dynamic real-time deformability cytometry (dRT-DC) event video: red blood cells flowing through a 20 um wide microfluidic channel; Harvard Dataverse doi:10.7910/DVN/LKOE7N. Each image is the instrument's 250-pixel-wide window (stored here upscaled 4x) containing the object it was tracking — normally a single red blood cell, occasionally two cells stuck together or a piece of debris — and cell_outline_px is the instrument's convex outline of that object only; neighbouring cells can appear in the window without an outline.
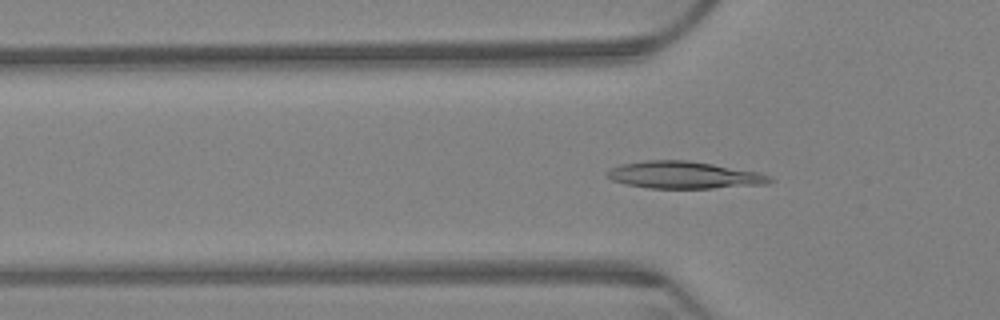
{"species": "Egyptian fruit bat (a non-hibernating species)", "species_latin": "Rousettus aegyptiacus", "temperature_condition": "warm", "stored_images_in_passage": 63, "camera_frame_rate_fps": 3000, "um_per_image_px": 0.085, "animal": {"sex": "female"}, "frame": {"image": 1, "passage_image": 20, "time_ms": 6.333, "image_size_px": [1000, 320], "cell_outline_px": [[776, 180], [768, 184], [712, 188], [648, 188], [624, 184], [612, 180], [604, 176], [604, 172], [608, 168], [620, 164], [648, 160], [688, 160], [760, 172]], "centroid_in_image_um": [58.09, 14.88], "position_along_channel_um": 67.7, "area_um2": 26.01}}
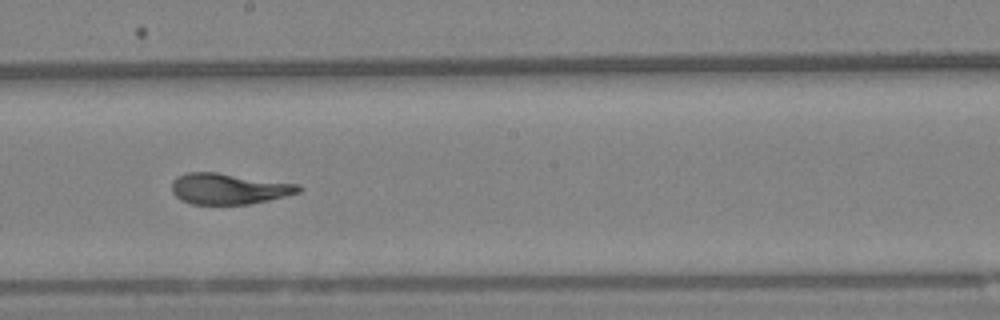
{"frame": {"image": 2, "passage_image": 35, "time_ms": 11.333, "image_size_px": [1000, 320], "cell_outline_px": [[304, 188], [300, 192], [268, 200], [248, 204], [192, 204], [180, 200], [172, 192], [172, 180], [176, 176], [188, 172], [216, 172], [300, 184]], "centroid_in_image_um": [19.44, 16.03], "position_along_channel_um": 228.8, "area_um2": 22.95}}
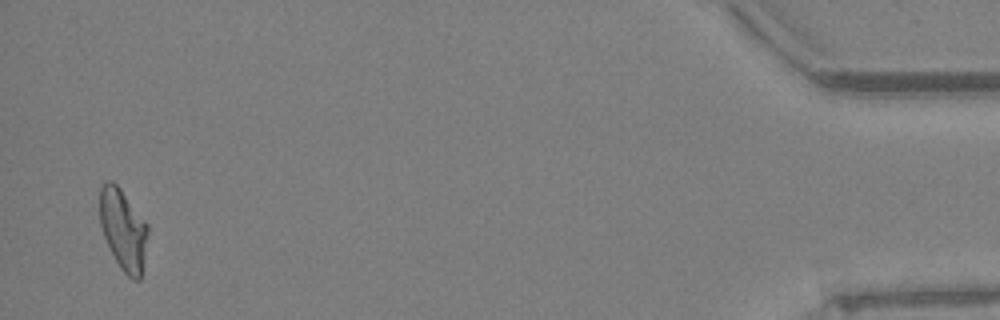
{"frame": {"image": 3, "passage_image": 61, "time_ms": 20.0, "image_size_px": [1000, 320], "cell_outline_px": [[148, 232], [140, 280], [132, 280], [120, 268], [104, 236], [100, 224], [100, 188], [108, 180], [112, 180], [120, 188], [148, 224]], "centroid_in_image_um": [10.48, 19.5], "position_along_channel_um": 424.7, "area_um2": 22.37}, "authors_computed_cell_mechanics": {"area_um2": 23.409, "velocity_mm_per_s": 3.2452, "shape_relaxation_time_tau1_ms": 5.9206, "shape_relaxation_time_tau2_ms": 1.6008, "deformation_change_tau1": 0.2027, "deformation_change_tau2": 0.0687}}